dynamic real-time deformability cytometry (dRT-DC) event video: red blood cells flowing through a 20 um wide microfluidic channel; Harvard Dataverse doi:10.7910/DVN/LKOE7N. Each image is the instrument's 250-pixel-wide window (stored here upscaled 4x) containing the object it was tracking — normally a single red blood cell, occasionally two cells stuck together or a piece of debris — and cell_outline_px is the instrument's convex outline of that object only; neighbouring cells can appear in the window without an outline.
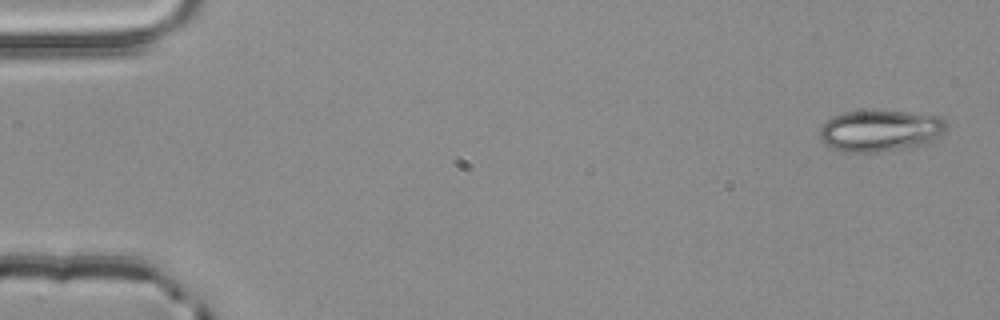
{"species": "common noctule bat (a hibernating species)", "species_latin": "Nyctalus noctula", "temperature_condition": "room temperature", "stored_images_in_passage": 3, "camera_frame_rate_fps": 3000, "um_per_image_px": 0.085, "animal": {"sex": "male", "body_mass_g": 20.4}, "frame": {"image": 1, "passage_image": 3, "time_ms": 0.667, "image_size_px": [1000, 320], "cell_outline_px": [[948, 124], [944, 132], [940, 136], [916, 148], [876, 152], [844, 152], [824, 144], [820, 140], [820, 128], [832, 116], [844, 112], [908, 112], [940, 116]], "centroid_in_image_um": [74.85, 11.14], "position_along_channel_um": 10.2, "area_um2": 30.63}}